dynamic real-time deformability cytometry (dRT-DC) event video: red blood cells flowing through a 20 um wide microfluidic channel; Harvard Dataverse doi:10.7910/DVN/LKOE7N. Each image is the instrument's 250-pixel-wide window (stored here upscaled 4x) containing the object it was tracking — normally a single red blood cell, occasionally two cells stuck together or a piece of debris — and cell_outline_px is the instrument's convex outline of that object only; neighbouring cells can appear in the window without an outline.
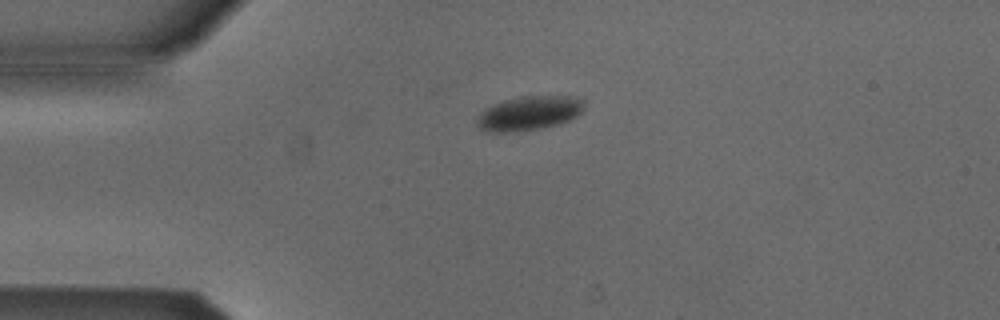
{"species": "Egyptian fruit bat (a non-hibernating species)", "species_latin": "Rousettus aegyptiacus", "temperature_condition": "cold", "stored_images_in_passage": 41, "camera_frame_rate_fps": 3000, "um_per_image_px": 0.085, "animal": {"sex": "male"}, "frame": {"image": 1, "passage_image": 1, "time_ms": 0.0, "image_size_px": [1000, 320], "cell_outline_px": [[584, 108], [576, 116], [560, 124], [540, 128], [504, 132], [496, 132], [480, 128], [476, 124], [480, 112], [484, 108], [504, 100], [524, 96], [576, 96], [584, 100]], "centroid_in_image_um": [44.99, 9.6], "position_along_channel_um": 40.0, "area_um2": 21.15}}
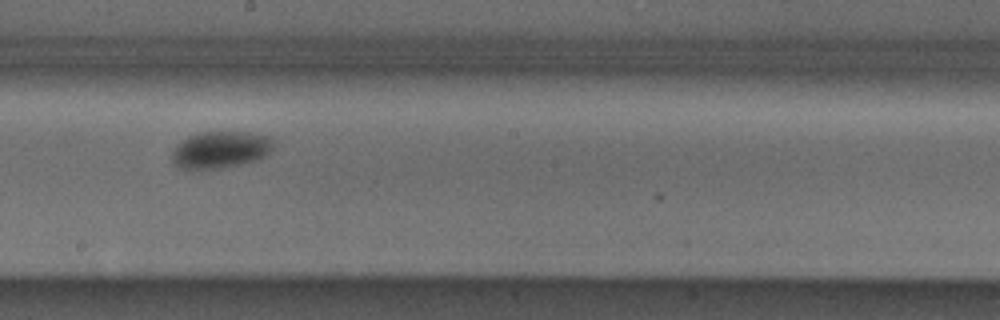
{"frame": {"image": 2, "passage_image": 18, "time_ms": 5.667, "image_size_px": [1000, 320], "cell_outline_px": [[272, 148], [260, 160], [244, 164], [220, 168], [180, 168], [172, 164], [172, 152], [188, 136], [196, 132], [248, 132], [272, 136]], "centroid_in_image_um": [18.77, 12.72], "position_along_channel_um": 229.4, "area_um2": 21.79}}
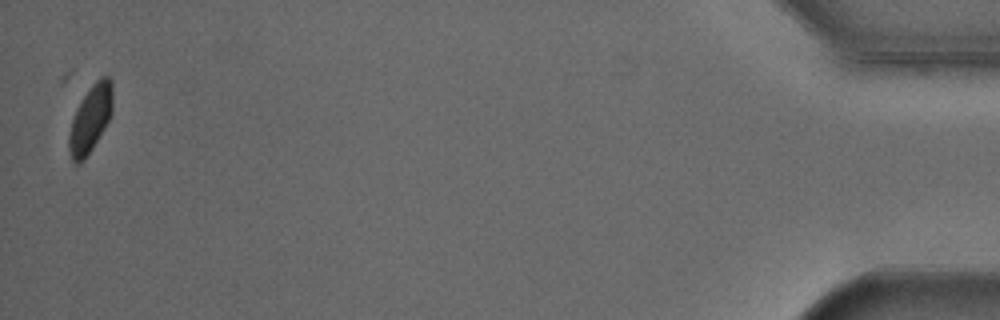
{"frame": {"image": 3, "passage_image": 41, "time_ms": 13.333, "image_size_px": [1000, 320], "cell_outline_px": [[112, 112], [108, 120], [92, 148], [84, 160], [80, 164], [76, 164], [72, 160], [68, 148], [68, 136], [72, 120], [76, 108], [80, 100], [92, 84], [100, 76], [108, 76], [112, 80]], "centroid_in_image_um": [7.67, 10.08], "position_along_channel_um": 427.5, "area_um2": 17.05}, "authors_computed_cell_mechanics": {"area_um2": 21.2126, "velocity_mm_per_s": 3.8407, "shape_relaxation_time_tau1_ms": 2.2048, "shape_relaxation_time_tau2_ms": null, "deformation_change_tau1": 0.0513, "deformation_change_tau2": null}}